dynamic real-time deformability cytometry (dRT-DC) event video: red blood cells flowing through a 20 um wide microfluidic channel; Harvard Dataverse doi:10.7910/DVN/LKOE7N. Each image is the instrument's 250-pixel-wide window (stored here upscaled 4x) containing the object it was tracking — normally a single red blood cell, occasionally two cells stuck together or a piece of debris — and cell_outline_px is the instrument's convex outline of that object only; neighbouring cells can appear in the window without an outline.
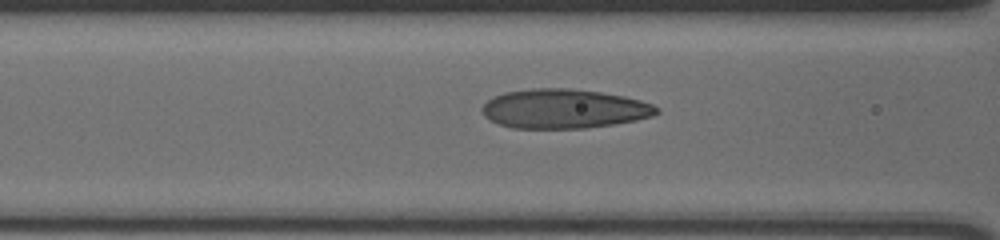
{"species": "human", "species_latin": "Homo sapiens", "temperature_condition": "cold", "stored_images_in_passage": 49, "camera_frame_rate_fps": 3000, "um_per_image_px": 0.085, "donor": {"sex": "male"}, "frame": {"image": 1, "passage_image": 23, "time_ms": 7.333, "image_size_px": [1000, 240], "cell_outline_px": [[660, 112], [652, 116], [636, 120], [588, 128], [512, 128], [500, 124], [484, 116], [480, 108], [488, 100], [504, 92], [532, 88], [568, 88], [600, 92], [624, 96], [640, 100], [652, 104], [660, 108]], "centroid_in_image_um": [47.95, 9.24], "position_along_channel_um": 118.7, "area_um2": 39.94}}
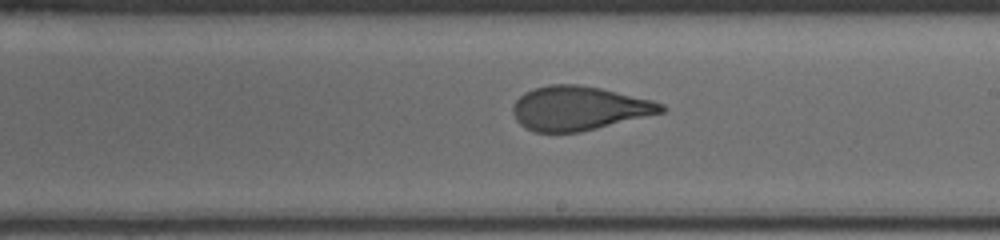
{"frame": {"image": 2, "passage_image": 33, "time_ms": 10.667, "image_size_px": [1000, 240], "cell_outline_px": [[668, 108], [664, 112], [580, 132], [536, 132], [520, 124], [516, 120], [512, 112], [512, 108], [516, 100], [524, 92], [548, 84], [576, 84], [600, 88], [652, 100], [664, 104]], "centroid_in_image_um": [49.21, 9.2], "position_along_channel_um": 239.8, "area_um2": 37.92}}
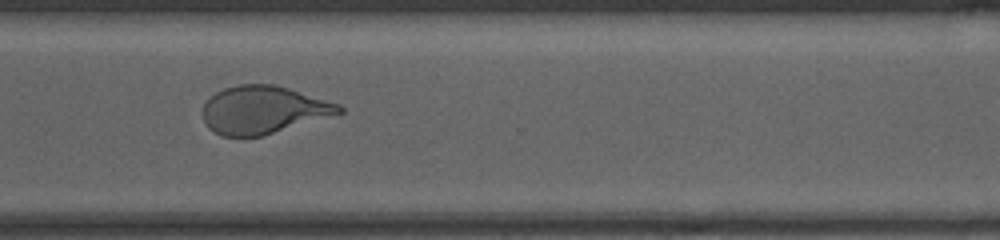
{"frame": {"image": 3, "passage_image": 42, "time_ms": 13.667, "image_size_px": [1000, 240], "cell_outline_px": [[344, 112], [260, 136], [220, 136], [208, 128], [200, 112], [204, 104], [216, 92], [224, 88], [236, 84], [276, 84], [340, 104], [344, 108]], "centroid_in_image_um": [22.34, 9.32], "position_along_channel_um": 348.3, "area_um2": 37.86}}